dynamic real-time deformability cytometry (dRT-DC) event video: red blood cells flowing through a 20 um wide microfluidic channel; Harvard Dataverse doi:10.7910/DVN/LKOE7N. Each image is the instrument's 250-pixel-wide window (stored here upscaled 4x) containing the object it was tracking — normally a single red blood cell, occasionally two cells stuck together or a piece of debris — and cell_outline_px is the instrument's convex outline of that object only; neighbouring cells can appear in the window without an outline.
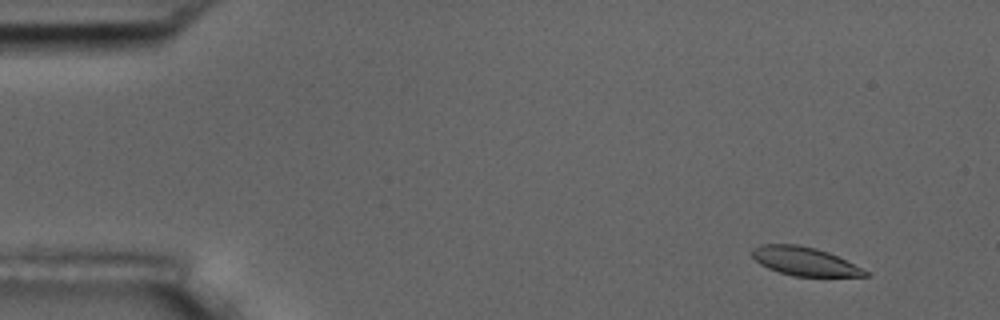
{"species": "common noctule bat (a hibernating species)", "species_latin": "Nyctalus noctula", "temperature_condition": "room temperature", "stored_images_in_passage": 14, "camera_frame_rate_fps": 3000, "um_per_image_px": 0.085, "animal": {"sex": "male", "body_mass_g": 17.5, "forearm_length_mm": 52.3}, "frame": {"image": 1, "passage_image": 5, "time_ms": 1.333, "image_size_px": [1000, 320], "cell_outline_px": [[868, 276], [792, 276], [768, 268], [760, 264], [752, 256], [752, 248], [760, 244], [800, 244], [816, 248], [828, 252], [868, 272]], "centroid_in_image_um": [68.32, 22.19], "position_along_channel_um": 16.7, "area_um2": 18.55}}